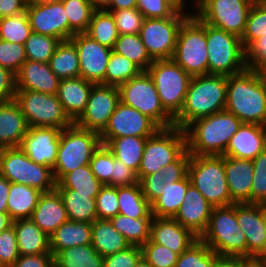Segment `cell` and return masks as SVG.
I'll return each instance as SVG.
<instances>
[{"label": "cell", "mask_w": 266, "mask_h": 267, "mask_svg": "<svg viewBox=\"0 0 266 267\" xmlns=\"http://www.w3.org/2000/svg\"><path fill=\"white\" fill-rule=\"evenodd\" d=\"M225 111L242 123L266 126V78L250 67L227 76Z\"/></svg>", "instance_id": "obj_1"}, {"label": "cell", "mask_w": 266, "mask_h": 267, "mask_svg": "<svg viewBox=\"0 0 266 267\" xmlns=\"http://www.w3.org/2000/svg\"><path fill=\"white\" fill-rule=\"evenodd\" d=\"M213 267H240L239 256H222L214 252Z\"/></svg>", "instance_id": "obj_66"}, {"label": "cell", "mask_w": 266, "mask_h": 267, "mask_svg": "<svg viewBox=\"0 0 266 267\" xmlns=\"http://www.w3.org/2000/svg\"><path fill=\"white\" fill-rule=\"evenodd\" d=\"M32 32L69 40V20L61 1L49 4L28 2L26 11Z\"/></svg>", "instance_id": "obj_19"}, {"label": "cell", "mask_w": 266, "mask_h": 267, "mask_svg": "<svg viewBox=\"0 0 266 267\" xmlns=\"http://www.w3.org/2000/svg\"><path fill=\"white\" fill-rule=\"evenodd\" d=\"M29 127H55L65 129L74 124L65 112L57 94H44L25 89H16L14 99Z\"/></svg>", "instance_id": "obj_12"}, {"label": "cell", "mask_w": 266, "mask_h": 267, "mask_svg": "<svg viewBox=\"0 0 266 267\" xmlns=\"http://www.w3.org/2000/svg\"><path fill=\"white\" fill-rule=\"evenodd\" d=\"M120 102L119 87L94 84L81 116L74 122L80 128L101 133Z\"/></svg>", "instance_id": "obj_17"}, {"label": "cell", "mask_w": 266, "mask_h": 267, "mask_svg": "<svg viewBox=\"0 0 266 267\" xmlns=\"http://www.w3.org/2000/svg\"><path fill=\"white\" fill-rule=\"evenodd\" d=\"M142 257L151 267H174L179 254L150 239L141 246Z\"/></svg>", "instance_id": "obj_50"}, {"label": "cell", "mask_w": 266, "mask_h": 267, "mask_svg": "<svg viewBox=\"0 0 266 267\" xmlns=\"http://www.w3.org/2000/svg\"><path fill=\"white\" fill-rule=\"evenodd\" d=\"M168 3L176 12H187L185 9L186 0H163Z\"/></svg>", "instance_id": "obj_71"}, {"label": "cell", "mask_w": 266, "mask_h": 267, "mask_svg": "<svg viewBox=\"0 0 266 267\" xmlns=\"http://www.w3.org/2000/svg\"><path fill=\"white\" fill-rule=\"evenodd\" d=\"M70 41L78 52L80 77L94 84H105L107 64L113 50L85 33L75 34Z\"/></svg>", "instance_id": "obj_18"}, {"label": "cell", "mask_w": 266, "mask_h": 267, "mask_svg": "<svg viewBox=\"0 0 266 267\" xmlns=\"http://www.w3.org/2000/svg\"><path fill=\"white\" fill-rule=\"evenodd\" d=\"M92 223L67 220L50 236V250L55 256L61 250L91 244Z\"/></svg>", "instance_id": "obj_31"}, {"label": "cell", "mask_w": 266, "mask_h": 267, "mask_svg": "<svg viewBox=\"0 0 266 267\" xmlns=\"http://www.w3.org/2000/svg\"><path fill=\"white\" fill-rule=\"evenodd\" d=\"M137 0H113L106 10H120L136 8Z\"/></svg>", "instance_id": "obj_69"}, {"label": "cell", "mask_w": 266, "mask_h": 267, "mask_svg": "<svg viewBox=\"0 0 266 267\" xmlns=\"http://www.w3.org/2000/svg\"><path fill=\"white\" fill-rule=\"evenodd\" d=\"M188 176L191 184L213 207L231 205L224 169V155H190Z\"/></svg>", "instance_id": "obj_7"}, {"label": "cell", "mask_w": 266, "mask_h": 267, "mask_svg": "<svg viewBox=\"0 0 266 267\" xmlns=\"http://www.w3.org/2000/svg\"><path fill=\"white\" fill-rule=\"evenodd\" d=\"M205 0H194L195 10L204 2Z\"/></svg>", "instance_id": "obj_76"}, {"label": "cell", "mask_w": 266, "mask_h": 267, "mask_svg": "<svg viewBox=\"0 0 266 267\" xmlns=\"http://www.w3.org/2000/svg\"><path fill=\"white\" fill-rule=\"evenodd\" d=\"M11 267H54V255L52 253L20 255Z\"/></svg>", "instance_id": "obj_64"}, {"label": "cell", "mask_w": 266, "mask_h": 267, "mask_svg": "<svg viewBox=\"0 0 266 267\" xmlns=\"http://www.w3.org/2000/svg\"><path fill=\"white\" fill-rule=\"evenodd\" d=\"M141 72L142 70L134 62L112 51L107 64L105 85L119 87Z\"/></svg>", "instance_id": "obj_46"}, {"label": "cell", "mask_w": 266, "mask_h": 267, "mask_svg": "<svg viewBox=\"0 0 266 267\" xmlns=\"http://www.w3.org/2000/svg\"><path fill=\"white\" fill-rule=\"evenodd\" d=\"M69 20V40L77 33H85L95 11L89 0H60Z\"/></svg>", "instance_id": "obj_44"}, {"label": "cell", "mask_w": 266, "mask_h": 267, "mask_svg": "<svg viewBox=\"0 0 266 267\" xmlns=\"http://www.w3.org/2000/svg\"><path fill=\"white\" fill-rule=\"evenodd\" d=\"M27 3L28 0H0V18L25 12Z\"/></svg>", "instance_id": "obj_65"}, {"label": "cell", "mask_w": 266, "mask_h": 267, "mask_svg": "<svg viewBox=\"0 0 266 267\" xmlns=\"http://www.w3.org/2000/svg\"><path fill=\"white\" fill-rule=\"evenodd\" d=\"M151 220L152 218H131L119 213L110 222L130 245L142 246L150 239Z\"/></svg>", "instance_id": "obj_41"}, {"label": "cell", "mask_w": 266, "mask_h": 267, "mask_svg": "<svg viewBox=\"0 0 266 267\" xmlns=\"http://www.w3.org/2000/svg\"><path fill=\"white\" fill-rule=\"evenodd\" d=\"M200 239L216 254L247 257V242L236 220V203L213 207L208 227Z\"/></svg>", "instance_id": "obj_4"}, {"label": "cell", "mask_w": 266, "mask_h": 267, "mask_svg": "<svg viewBox=\"0 0 266 267\" xmlns=\"http://www.w3.org/2000/svg\"><path fill=\"white\" fill-rule=\"evenodd\" d=\"M91 245L104 257L131 246L125 237L113 227L110 220L100 219L92 223Z\"/></svg>", "instance_id": "obj_33"}, {"label": "cell", "mask_w": 266, "mask_h": 267, "mask_svg": "<svg viewBox=\"0 0 266 267\" xmlns=\"http://www.w3.org/2000/svg\"><path fill=\"white\" fill-rule=\"evenodd\" d=\"M32 32L26 12L0 18V39L23 44Z\"/></svg>", "instance_id": "obj_48"}, {"label": "cell", "mask_w": 266, "mask_h": 267, "mask_svg": "<svg viewBox=\"0 0 266 267\" xmlns=\"http://www.w3.org/2000/svg\"><path fill=\"white\" fill-rule=\"evenodd\" d=\"M264 36H266V3L263 0H256L250 9L246 27L241 37L244 49L247 51Z\"/></svg>", "instance_id": "obj_45"}, {"label": "cell", "mask_w": 266, "mask_h": 267, "mask_svg": "<svg viewBox=\"0 0 266 267\" xmlns=\"http://www.w3.org/2000/svg\"><path fill=\"white\" fill-rule=\"evenodd\" d=\"M226 75H201L191 78L180 113L174 126L184 129L194 120L225 110Z\"/></svg>", "instance_id": "obj_3"}, {"label": "cell", "mask_w": 266, "mask_h": 267, "mask_svg": "<svg viewBox=\"0 0 266 267\" xmlns=\"http://www.w3.org/2000/svg\"><path fill=\"white\" fill-rule=\"evenodd\" d=\"M120 101L151 118L160 128L174 126V119L164 110L153 79L147 71L119 86Z\"/></svg>", "instance_id": "obj_13"}, {"label": "cell", "mask_w": 266, "mask_h": 267, "mask_svg": "<svg viewBox=\"0 0 266 267\" xmlns=\"http://www.w3.org/2000/svg\"><path fill=\"white\" fill-rule=\"evenodd\" d=\"M16 75L10 70L0 66V103L15 99Z\"/></svg>", "instance_id": "obj_63"}, {"label": "cell", "mask_w": 266, "mask_h": 267, "mask_svg": "<svg viewBox=\"0 0 266 267\" xmlns=\"http://www.w3.org/2000/svg\"><path fill=\"white\" fill-rule=\"evenodd\" d=\"M61 131L55 127H29L19 148L36 164L53 168Z\"/></svg>", "instance_id": "obj_20"}, {"label": "cell", "mask_w": 266, "mask_h": 267, "mask_svg": "<svg viewBox=\"0 0 266 267\" xmlns=\"http://www.w3.org/2000/svg\"><path fill=\"white\" fill-rule=\"evenodd\" d=\"M19 256L16 232L11 226L0 233V263L3 267H11Z\"/></svg>", "instance_id": "obj_56"}, {"label": "cell", "mask_w": 266, "mask_h": 267, "mask_svg": "<svg viewBox=\"0 0 266 267\" xmlns=\"http://www.w3.org/2000/svg\"><path fill=\"white\" fill-rule=\"evenodd\" d=\"M208 74L234 75L248 67L241 38L206 24Z\"/></svg>", "instance_id": "obj_8"}, {"label": "cell", "mask_w": 266, "mask_h": 267, "mask_svg": "<svg viewBox=\"0 0 266 267\" xmlns=\"http://www.w3.org/2000/svg\"><path fill=\"white\" fill-rule=\"evenodd\" d=\"M139 183L137 173L115 158L113 154V174L111 175V186H132Z\"/></svg>", "instance_id": "obj_61"}, {"label": "cell", "mask_w": 266, "mask_h": 267, "mask_svg": "<svg viewBox=\"0 0 266 267\" xmlns=\"http://www.w3.org/2000/svg\"><path fill=\"white\" fill-rule=\"evenodd\" d=\"M141 257V246L131 245L123 251L104 257V267H134Z\"/></svg>", "instance_id": "obj_57"}, {"label": "cell", "mask_w": 266, "mask_h": 267, "mask_svg": "<svg viewBox=\"0 0 266 267\" xmlns=\"http://www.w3.org/2000/svg\"><path fill=\"white\" fill-rule=\"evenodd\" d=\"M240 267H266V261L263 257H240Z\"/></svg>", "instance_id": "obj_68"}, {"label": "cell", "mask_w": 266, "mask_h": 267, "mask_svg": "<svg viewBox=\"0 0 266 267\" xmlns=\"http://www.w3.org/2000/svg\"><path fill=\"white\" fill-rule=\"evenodd\" d=\"M99 44L113 49L119 37L115 19L107 10H95L92 14L88 29L85 32Z\"/></svg>", "instance_id": "obj_40"}, {"label": "cell", "mask_w": 266, "mask_h": 267, "mask_svg": "<svg viewBox=\"0 0 266 267\" xmlns=\"http://www.w3.org/2000/svg\"><path fill=\"white\" fill-rule=\"evenodd\" d=\"M117 195L120 214L131 218H153L151 205L143 195L139 183L117 187Z\"/></svg>", "instance_id": "obj_36"}, {"label": "cell", "mask_w": 266, "mask_h": 267, "mask_svg": "<svg viewBox=\"0 0 266 267\" xmlns=\"http://www.w3.org/2000/svg\"><path fill=\"white\" fill-rule=\"evenodd\" d=\"M13 221L8 213H0V233L13 226Z\"/></svg>", "instance_id": "obj_70"}, {"label": "cell", "mask_w": 266, "mask_h": 267, "mask_svg": "<svg viewBox=\"0 0 266 267\" xmlns=\"http://www.w3.org/2000/svg\"><path fill=\"white\" fill-rule=\"evenodd\" d=\"M159 129L160 127L151 118L120 101L107 126L99 135L102 144L107 145L113 138L118 137H151Z\"/></svg>", "instance_id": "obj_16"}, {"label": "cell", "mask_w": 266, "mask_h": 267, "mask_svg": "<svg viewBox=\"0 0 266 267\" xmlns=\"http://www.w3.org/2000/svg\"><path fill=\"white\" fill-rule=\"evenodd\" d=\"M50 69L59 79L80 77V64L75 45L70 41H61L49 60Z\"/></svg>", "instance_id": "obj_39"}, {"label": "cell", "mask_w": 266, "mask_h": 267, "mask_svg": "<svg viewBox=\"0 0 266 267\" xmlns=\"http://www.w3.org/2000/svg\"><path fill=\"white\" fill-rule=\"evenodd\" d=\"M54 267H104V256L91 244L69 247L54 256Z\"/></svg>", "instance_id": "obj_38"}, {"label": "cell", "mask_w": 266, "mask_h": 267, "mask_svg": "<svg viewBox=\"0 0 266 267\" xmlns=\"http://www.w3.org/2000/svg\"><path fill=\"white\" fill-rule=\"evenodd\" d=\"M90 167L94 176L103 184L111 186V175L113 174V153L104 144L94 152L90 161Z\"/></svg>", "instance_id": "obj_52"}, {"label": "cell", "mask_w": 266, "mask_h": 267, "mask_svg": "<svg viewBox=\"0 0 266 267\" xmlns=\"http://www.w3.org/2000/svg\"><path fill=\"white\" fill-rule=\"evenodd\" d=\"M206 23L192 14L181 25L172 59L191 77L208 75Z\"/></svg>", "instance_id": "obj_6"}, {"label": "cell", "mask_w": 266, "mask_h": 267, "mask_svg": "<svg viewBox=\"0 0 266 267\" xmlns=\"http://www.w3.org/2000/svg\"><path fill=\"white\" fill-rule=\"evenodd\" d=\"M10 182L0 175V213H7V200L9 195Z\"/></svg>", "instance_id": "obj_67"}, {"label": "cell", "mask_w": 266, "mask_h": 267, "mask_svg": "<svg viewBox=\"0 0 266 267\" xmlns=\"http://www.w3.org/2000/svg\"><path fill=\"white\" fill-rule=\"evenodd\" d=\"M224 169L231 205L251 203V187L254 166L252 160L224 156Z\"/></svg>", "instance_id": "obj_25"}, {"label": "cell", "mask_w": 266, "mask_h": 267, "mask_svg": "<svg viewBox=\"0 0 266 267\" xmlns=\"http://www.w3.org/2000/svg\"><path fill=\"white\" fill-rule=\"evenodd\" d=\"M191 14L176 12L170 18H145L140 36L153 60L172 59L179 29Z\"/></svg>", "instance_id": "obj_14"}, {"label": "cell", "mask_w": 266, "mask_h": 267, "mask_svg": "<svg viewBox=\"0 0 266 267\" xmlns=\"http://www.w3.org/2000/svg\"><path fill=\"white\" fill-rule=\"evenodd\" d=\"M59 82L49 63L26 60L16 74V89L57 94Z\"/></svg>", "instance_id": "obj_26"}, {"label": "cell", "mask_w": 266, "mask_h": 267, "mask_svg": "<svg viewBox=\"0 0 266 267\" xmlns=\"http://www.w3.org/2000/svg\"><path fill=\"white\" fill-rule=\"evenodd\" d=\"M190 184L188 174L177 182L165 184L160 191V196L151 204L152 215L158 218H174Z\"/></svg>", "instance_id": "obj_32"}, {"label": "cell", "mask_w": 266, "mask_h": 267, "mask_svg": "<svg viewBox=\"0 0 266 267\" xmlns=\"http://www.w3.org/2000/svg\"><path fill=\"white\" fill-rule=\"evenodd\" d=\"M199 239L174 218L154 217L150 224V240L181 255Z\"/></svg>", "instance_id": "obj_23"}, {"label": "cell", "mask_w": 266, "mask_h": 267, "mask_svg": "<svg viewBox=\"0 0 266 267\" xmlns=\"http://www.w3.org/2000/svg\"><path fill=\"white\" fill-rule=\"evenodd\" d=\"M139 184L150 205L160 196V191L165 186L162 174L159 172L143 177Z\"/></svg>", "instance_id": "obj_62"}, {"label": "cell", "mask_w": 266, "mask_h": 267, "mask_svg": "<svg viewBox=\"0 0 266 267\" xmlns=\"http://www.w3.org/2000/svg\"><path fill=\"white\" fill-rule=\"evenodd\" d=\"M164 110L174 119L181 111L191 76L173 59L154 60L147 70Z\"/></svg>", "instance_id": "obj_11"}, {"label": "cell", "mask_w": 266, "mask_h": 267, "mask_svg": "<svg viewBox=\"0 0 266 267\" xmlns=\"http://www.w3.org/2000/svg\"><path fill=\"white\" fill-rule=\"evenodd\" d=\"M187 150L184 129L173 126L160 128L148 137L137 173L138 180L175 162Z\"/></svg>", "instance_id": "obj_10"}, {"label": "cell", "mask_w": 266, "mask_h": 267, "mask_svg": "<svg viewBox=\"0 0 266 267\" xmlns=\"http://www.w3.org/2000/svg\"><path fill=\"white\" fill-rule=\"evenodd\" d=\"M42 193L36 188L10 182L7 213L13 220L31 218Z\"/></svg>", "instance_id": "obj_34"}, {"label": "cell", "mask_w": 266, "mask_h": 267, "mask_svg": "<svg viewBox=\"0 0 266 267\" xmlns=\"http://www.w3.org/2000/svg\"><path fill=\"white\" fill-rule=\"evenodd\" d=\"M148 137L124 136L113 138L106 146L115 158L138 173Z\"/></svg>", "instance_id": "obj_37"}, {"label": "cell", "mask_w": 266, "mask_h": 267, "mask_svg": "<svg viewBox=\"0 0 266 267\" xmlns=\"http://www.w3.org/2000/svg\"><path fill=\"white\" fill-rule=\"evenodd\" d=\"M0 175L41 192L52 191L57 185L53 169L36 164L19 147L0 149Z\"/></svg>", "instance_id": "obj_9"}, {"label": "cell", "mask_w": 266, "mask_h": 267, "mask_svg": "<svg viewBox=\"0 0 266 267\" xmlns=\"http://www.w3.org/2000/svg\"><path fill=\"white\" fill-rule=\"evenodd\" d=\"M136 8L145 18H170L176 11L163 0H137Z\"/></svg>", "instance_id": "obj_58"}, {"label": "cell", "mask_w": 266, "mask_h": 267, "mask_svg": "<svg viewBox=\"0 0 266 267\" xmlns=\"http://www.w3.org/2000/svg\"><path fill=\"white\" fill-rule=\"evenodd\" d=\"M13 226L21 256L51 253L49 236L31 218L14 220Z\"/></svg>", "instance_id": "obj_30"}, {"label": "cell", "mask_w": 266, "mask_h": 267, "mask_svg": "<svg viewBox=\"0 0 266 267\" xmlns=\"http://www.w3.org/2000/svg\"><path fill=\"white\" fill-rule=\"evenodd\" d=\"M248 67L266 78V36L256 41L247 50Z\"/></svg>", "instance_id": "obj_59"}, {"label": "cell", "mask_w": 266, "mask_h": 267, "mask_svg": "<svg viewBox=\"0 0 266 267\" xmlns=\"http://www.w3.org/2000/svg\"><path fill=\"white\" fill-rule=\"evenodd\" d=\"M26 60V51L23 44L0 39V66L16 75Z\"/></svg>", "instance_id": "obj_54"}, {"label": "cell", "mask_w": 266, "mask_h": 267, "mask_svg": "<svg viewBox=\"0 0 266 267\" xmlns=\"http://www.w3.org/2000/svg\"><path fill=\"white\" fill-rule=\"evenodd\" d=\"M60 0H29L28 2L36 3V4H49L53 2H58Z\"/></svg>", "instance_id": "obj_74"}, {"label": "cell", "mask_w": 266, "mask_h": 267, "mask_svg": "<svg viewBox=\"0 0 266 267\" xmlns=\"http://www.w3.org/2000/svg\"><path fill=\"white\" fill-rule=\"evenodd\" d=\"M113 52L127 57L142 71H147L154 60L150 57L140 34H122L117 38Z\"/></svg>", "instance_id": "obj_42"}, {"label": "cell", "mask_w": 266, "mask_h": 267, "mask_svg": "<svg viewBox=\"0 0 266 267\" xmlns=\"http://www.w3.org/2000/svg\"><path fill=\"white\" fill-rule=\"evenodd\" d=\"M212 210L213 206L190 184L174 219L200 238L208 227Z\"/></svg>", "instance_id": "obj_22"}, {"label": "cell", "mask_w": 266, "mask_h": 267, "mask_svg": "<svg viewBox=\"0 0 266 267\" xmlns=\"http://www.w3.org/2000/svg\"><path fill=\"white\" fill-rule=\"evenodd\" d=\"M134 267H151L144 259L141 257Z\"/></svg>", "instance_id": "obj_75"}, {"label": "cell", "mask_w": 266, "mask_h": 267, "mask_svg": "<svg viewBox=\"0 0 266 267\" xmlns=\"http://www.w3.org/2000/svg\"><path fill=\"white\" fill-rule=\"evenodd\" d=\"M263 221L265 225V232H264V255H266V205H263Z\"/></svg>", "instance_id": "obj_73"}, {"label": "cell", "mask_w": 266, "mask_h": 267, "mask_svg": "<svg viewBox=\"0 0 266 267\" xmlns=\"http://www.w3.org/2000/svg\"><path fill=\"white\" fill-rule=\"evenodd\" d=\"M103 184L94 176L90 165L67 173L56 185V189H72L83 194H99Z\"/></svg>", "instance_id": "obj_43"}, {"label": "cell", "mask_w": 266, "mask_h": 267, "mask_svg": "<svg viewBox=\"0 0 266 267\" xmlns=\"http://www.w3.org/2000/svg\"><path fill=\"white\" fill-rule=\"evenodd\" d=\"M93 85L82 77L60 79L57 97L73 122L85 110Z\"/></svg>", "instance_id": "obj_28"}, {"label": "cell", "mask_w": 266, "mask_h": 267, "mask_svg": "<svg viewBox=\"0 0 266 267\" xmlns=\"http://www.w3.org/2000/svg\"><path fill=\"white\" fill-rule=\"evenodd\" d=\"M190 154L186 150L175 162L161 168L159 173L162 174L165 184H170L183 179L188 174V164Z\"/></svg>", "instance_id": "obj_60"}, {"label": "cell", "mask_w": 266, "mask_h": 267, "mask_svg": "<svg viewBox=\"0 0 266 267\" xmlns=\"http://www.w3.org/2000/svg\"><path fill=\"white\" fill-rule=\"evenodd\" d=\"M236 220L247 242V257L264 256L263 205L236 203Z\"/></svg>", "instance_id": "obj_21"}, {"label": "cell", "mask_w": 266, "mask_h": 267, "mask_svg": "<svg viewBox=\"0 0 266 267\" xmlns=\"http://www.w3.org/2000/svg\"><path fill=\"white\" fill-rule=\"evenodd\" d=\"M251 204L266 205V148L252 160Z\"/></svg>", "instance_id": "obj_51"}, {"label": "cell", "mask_w": 266, "mask_h": 267, "mask_svg": "<svg viewBox=\"0 0 266 267\" xmlns=\"http://www.w3.org/2000/svg\"><path fill=\"white\" fill-rule=\"evenodd\" d=\"M28 123L15 100L0 103V149L19 147Z\"/></svg>", "instance_id": "obj_29"}, {"label": "cell", "mask_w": 266, "mask_h": 267, "mask_svg": "<svg viewBox=\"0 0 266 267\" xmlns=\"http://www.w3.org/2000/svg\"><path fill=\"white\" fill-rule=\"evenodd\" d=\"M95 201L98 219L110 220L119 214L117 187L103 185Z\"/></svg>", "instance_id": "obj_55"}, {"label": "cell", "mask_w": 266, "mask_h": 267, "mask_svg": "<svg viewBox=\"0 0 266 267\" xmlns=\"http://www.w3.org/2000/svg\"><path fill=\"white\" fill-rule=\"evenodd\" d=\"M242 122L232 113L221 111L198 118L184 128L190 155H224L230 139Z\"/></svg>", "instance_id": "obj_2"}, {"label": "cell", "mask_w": 266, "mask_h": 267, "mask_svg": "<svg viewBox=\"0 0 266 267\" xmlns=\"http://www.w3.org/2000/svg\"><path fill=\"white\" fill-rule=\"evenodd\" d=\"M214 251L200 238L178 257L174 267H213Z\"/></svg>", "instance_id": "obj_49"}, {"label": "cell", "mask_w": 266, "mask_h": 267, "mask_svg": "<svg viewBox=\"0 0 266 267\" xmlns=\"http://www.w3.org/2000/svg\"><path fill=\"white\" fill-rule=\"evenodd\" d=\"M113 15L119 35L140 34L145 17L137 8L107 10Z\"/></svg>", "instance_id": "obj_53"}, {"label": "cell", "mask_w": 266, "mask_h": 267, "mask_svg": "<svg viewBox=\"0 0 266 267\" xmlns=\"http://www.w3.org/2000/svg\"><path fill=\"white\" fill-rule=\"evenodd\" d=\"M102 144L99 133L75 124L61 131L55 166L52 168L58 183L67 173L90 164L94 152Z\"/></svg>", "instance_id": "obj_5"}, {"label": "cell", "mask_w": 266, "mask_h": 267, "mask_svg": "<svg viewBox=\"0 0 266 267\" xmlns=\"http://www.w3.org/2000/svg\"><path fill=\"white\" fill-rule=\"evenodd\" d=\"M266 148V126L242 123L230 139L224 156L253 160Z\"/></svg>", "instance_id": "obj_24"}, {"label": "cell", "mask_w": 266, "mask_h": 267, "mask_svg": "<svg viewBox=\"0 0 266 267\" xmlns=\"http://www.w3.org/2000/svg\"><path fill=\"white\" fill-rule=\"evenodd\" d=\"M256 0H205L194 14L204 23L242 37ZM196 12V13H195Z\"/></svg>", "instance_id": "obj_15"}, {"label": "cell", "mask_w": 266, "mask_h": 267, "mask_svg": "<svg viewBox=\"0 0 266 267\" xmlns=\"http://www.w3.org/2000/svg\"><path fill=\"white\" fill-rule=\"evenodd\" d=\"M60 43L56 37L31 32L24 43L27 60L49 63Z\"/></svg>", "instance_id": "obj_47"}, {"label": "cell", "mask_w": 266, "mask_h": 267, "mask_svg": "<svg viewBox=\"0 0 266 267\" xmlns=\"http://www.w3.org/2000/svg\"><path fill=\"white\" fill-rule=\"evenodd\" d=\"M95 10H106L113 0H89Z\"/></svg>", "instance_id": "obj_72"}, {"label": "cell", "mask_w": 266, "mask_h": 267, "mask_svg": "<svg viewBox=\"0 0 266 267\" xmlns=\"http://www.w3.org/2000/svg\"><path fill=\"white\" fill-rule=\"evenodd\" d=\"M71 221L93 223L98 219L95 198L98 194H83L72 189H57Z\"/></svg>", "instance_id": "obj_35"}, {"label": "cell", "mask_w": 266, "mask_h": 267, "mask_svg": "<svg viewBox=\"0 0 266 267\" xmlns=\"http://www.w3.org/2000/svg\"><path fill=\"white\" fill-rule=\"evenodd\" d=\"M31 219L48 236L60 225L69 220L67 211L57 189L41 194Z\"/></svg>", "instance_id": "obj_27"}]
</instances>
